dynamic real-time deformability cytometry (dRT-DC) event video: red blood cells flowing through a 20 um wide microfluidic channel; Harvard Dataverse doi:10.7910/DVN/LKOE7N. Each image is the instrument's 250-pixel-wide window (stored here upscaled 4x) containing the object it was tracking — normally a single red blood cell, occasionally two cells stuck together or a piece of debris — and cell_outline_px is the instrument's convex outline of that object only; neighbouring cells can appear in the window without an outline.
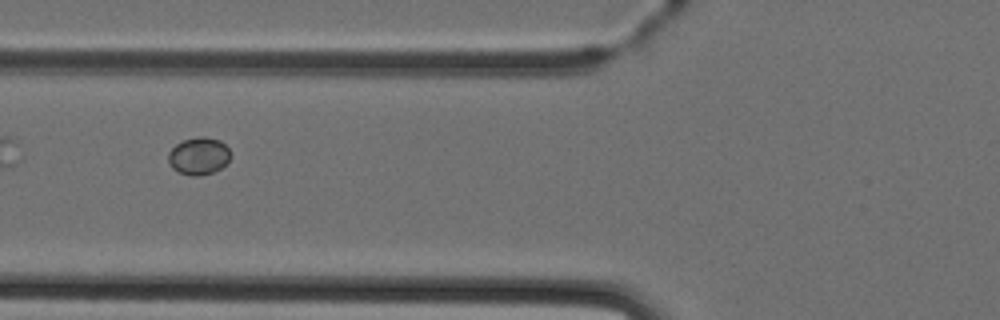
{"species": "Egyptian fruit bat (a non-hibernating species)", "species_latin": "Rousettus aegyptiacus", "temperature_condition": "cold", "stored_images_in_passage": 6, "segment_of_instrument_passage": [2, 2], "camera_frame_rate_fps": 3000, "um_per_image_px": 0.085, "animal": {"sex": "female"}, "frame": {"image": 1, "passage_image": 6, "time_ms": 5.667, "image_size_px": [1000, 320], "cell_outline_px": [[228, 164], [212, 172], [200, 176], [192, 176], [180, 172], [172, 168], [168, 160], [168, 152], [176, 144], [184, 140], [200, 136], [204, 136], [220, 140], [228, 148]], "centroid_in_image_um": [16.88, 13.26], "position_along_channel_um": 108.9, "area_um2": 13.41}}